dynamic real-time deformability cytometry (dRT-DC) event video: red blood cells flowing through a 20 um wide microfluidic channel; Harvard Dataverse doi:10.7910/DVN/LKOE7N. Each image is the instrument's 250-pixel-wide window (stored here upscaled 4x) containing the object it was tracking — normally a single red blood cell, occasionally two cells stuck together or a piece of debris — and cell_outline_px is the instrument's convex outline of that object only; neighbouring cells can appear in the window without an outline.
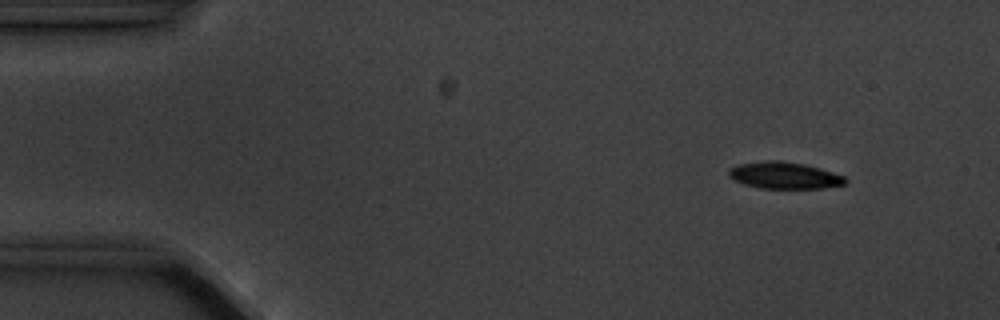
{"species": "common noctule bat (a hibernating species)", "species_latin": "Nyctalus noctula", "temperature_condition": "cold", "stored_images_in_passage": 5, "camera_frame_rate_fps": 3000, "um_per_image_px": 0.085, "animal": {"sex": "male", "body_mass_g": 20.1, "forearm_length_mm": 53.5}, "frame": {"image": 1, "passage_image": 2, "time_ms": 1.333, "image_size_px": [1000, 320], "cell_outline_px": [[848, 180], [844, 184], [824, 188], [760, 188], [744, 184], [732, 180], [728, 176], [728, 168], [740, 164], [764, 160], [780, 160], [804, 164], [820, 168], [844, 176]], "centroid_in_image_um": [66.63, 14.9], "position_along_channel_um": 18.4, "area_um2": 18.26}}